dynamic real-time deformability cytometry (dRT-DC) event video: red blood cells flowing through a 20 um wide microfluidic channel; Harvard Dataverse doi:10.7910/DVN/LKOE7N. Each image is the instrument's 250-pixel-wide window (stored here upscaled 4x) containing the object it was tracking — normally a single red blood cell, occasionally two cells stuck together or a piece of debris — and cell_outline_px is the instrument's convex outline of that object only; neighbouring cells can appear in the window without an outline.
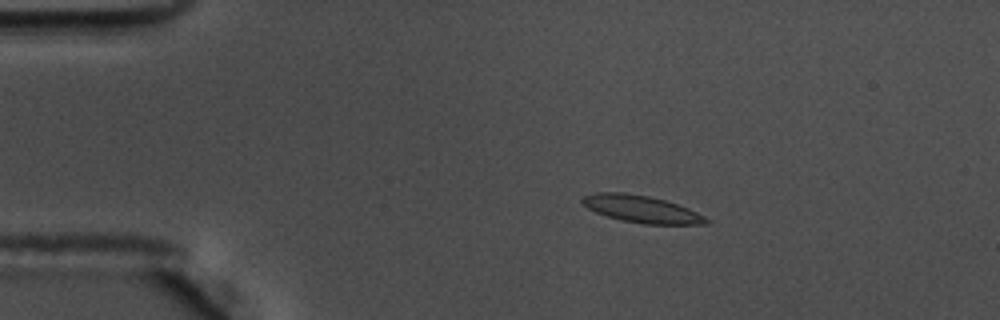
{"species": "common noctule bat (a hibernating species)", "species_latin": "Nyctalus noctula", "temperature_condition": "warm", "stored_images_in_passage": 50, "camera_frame_rate_fps": 3000, "um_per_image_px": 0.085, "animal": {"sex": "male", "body_mass_g": 17.5, "forearm_length_mm": 52.3}, "frame": {"image": 1, "passage_image": 4, "time_ms": 1.0, "image_size_px": [1000, 320], "cell_outline_px": [[712, 220], [708, 224], [644, 224], [620, 220], [596, 212], [588, 208], [580, 200], [584, 196], [596, 192], [624, 192], [648, 196], [664, 200], [688, 208]], "centroid_in_image_um": [54.54, 17.77], "position_along_channel_um": 30.5, "area_um2": 19.48}}
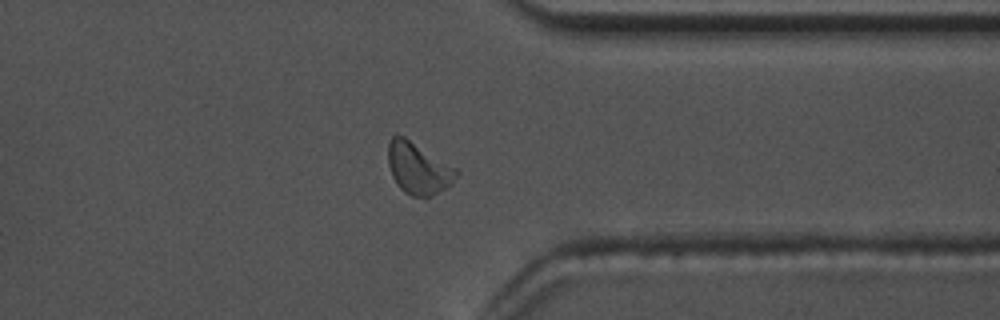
{"frame": {"image": 2, "passage_image": 38, "time_ms": 12.333, "image_size_px": [1000, 320], "cell_outline_px": [[460, 172], [444, 188], [432, 196], [412, 196], [404, 192], [396, 184], [392, 176], [388, 164], [388, 140], [392, 136], [404, 136], [456, 168]], "centroid_in_image_um": [35.51, 14.29], "position_along_channel_um": 375.9, "area_um2": 20.17}}
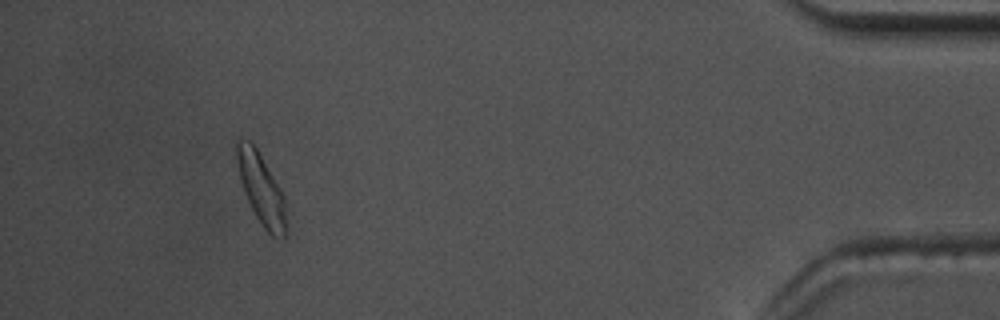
{"frame": {"image": 3, "passage_image": 46, "time_ms": 15.0, "image_size_px": [1000, 320], "cell_outline_px": [[288, 228], [284, 240], [272, 236], [264, 228], [256, 216], [244, 192], [240, 180], [236, 160], [236, 140], [248, 140], [256, 148], [280, 188], [284, 196]], "centroid_in_image_um": [22.23, 16.13], "position_along_channel_um": 413.0, "area_um2": 20.35}, "authors_computed_cell_mechanics": {"area_um2": 19.4208, "velocity_mm_per_s": 3.5794, "shape_relaxation_time_tau1_ms": 2.617, "shape_relaxation_time_tau2_ms": 1.2493, "deformation_change_tau1": 0.1046, "deformation_change_tau2": 0.0757}}